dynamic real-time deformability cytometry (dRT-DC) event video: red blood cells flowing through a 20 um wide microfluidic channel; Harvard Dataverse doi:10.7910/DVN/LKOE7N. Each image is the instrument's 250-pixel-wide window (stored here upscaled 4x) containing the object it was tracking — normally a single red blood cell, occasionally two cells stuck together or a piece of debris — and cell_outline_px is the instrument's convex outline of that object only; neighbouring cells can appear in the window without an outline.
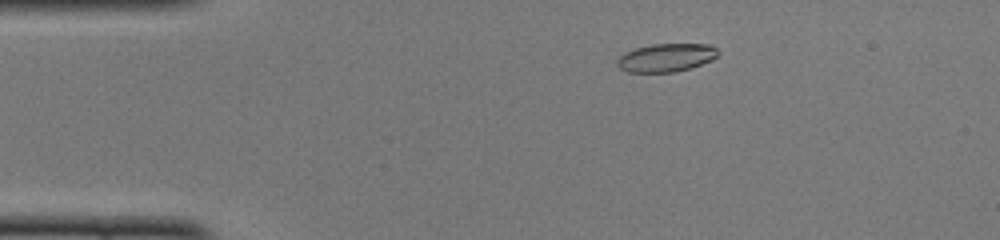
{"species": "common noctule bat (a hibernating species)", "species_latin": "Nyctalus noctula", "temperature_condition": "cold", "stored_images_in_passage": 48, "camera_frame_rate_fps": 3000, "um_per_image_px": 0.085, "animal": {"sex": "female", "body_mass_g": 22.0, "forearm_length_mm": 56.7}, "frame": {"image": 1, "passage_image": 7, "time_ms": 2.0, "image_size_px": [1000, 240], "cell_outline_px": [[720, 52], [712, 60], [692, 68], [676, 72], [628, 72], [620, 68], [616, 64], [616, 60], [624, 52], [636, 48], [652, 44], [708, 44], [716, 48]], "centroid_in_image_um": [56.63, 4.9], "position_along_channel_um": 28.4, "area_um2": 16.7}}
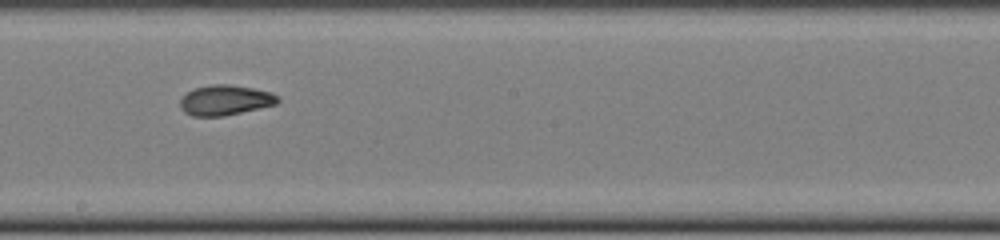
{"frame": {"image": 2, "passage_image": 26, "time_ms": 8.333, "image_size_px": [1000, 240], "cell_outline_px": [[280, 100], [276, 104], [260, 108], [224, 116], [192, 116], [184, 112], [180, 108], [180, 100], [188, 92], [196, 88], [212, 84], [228, 84], [252, 88], [272, 92], [280, 96]], "centroid_in_image_um": [19.17, 8.52], "position_along_channel_um": 229.0, "area_um2": 17.17}}
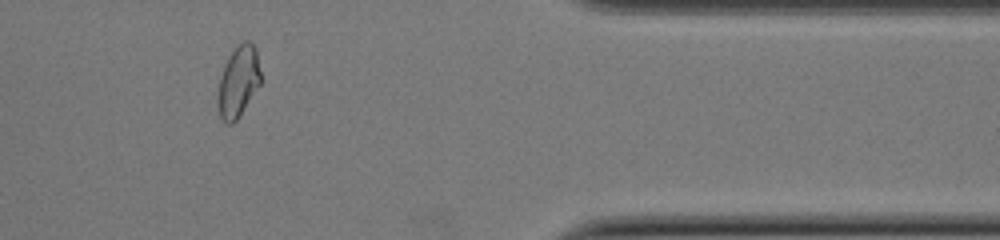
{"frame": {"image": 3, "passage_image": 40, "time_ms": 13.0, "image_size_px": [1000, 240], "cell_outline_px": [[260, 84], [236, 120], [232, 124], [228, 124], [220, 116], [216, 104], [216, 96], [220, 76], [224, 64], [228, 56], [244, 40], [248, 40], [256, 48], [260, 72]], "centroid_in_image_um": [20.22, 6.94], "position_along_channel_um": 391.2, "area_um2": 17.69}, "authors_computed_cell_mechanics": {"area_um2": 17.1377, "velocity_mm_per_s": 3.9926, "shape_relaxation_time_tau1_ms": null, "shape_relaxation_time_tau2_ms": 1.8375, "deformation_change_tau1": null, "deformation_change_tau2": 0.0742}}